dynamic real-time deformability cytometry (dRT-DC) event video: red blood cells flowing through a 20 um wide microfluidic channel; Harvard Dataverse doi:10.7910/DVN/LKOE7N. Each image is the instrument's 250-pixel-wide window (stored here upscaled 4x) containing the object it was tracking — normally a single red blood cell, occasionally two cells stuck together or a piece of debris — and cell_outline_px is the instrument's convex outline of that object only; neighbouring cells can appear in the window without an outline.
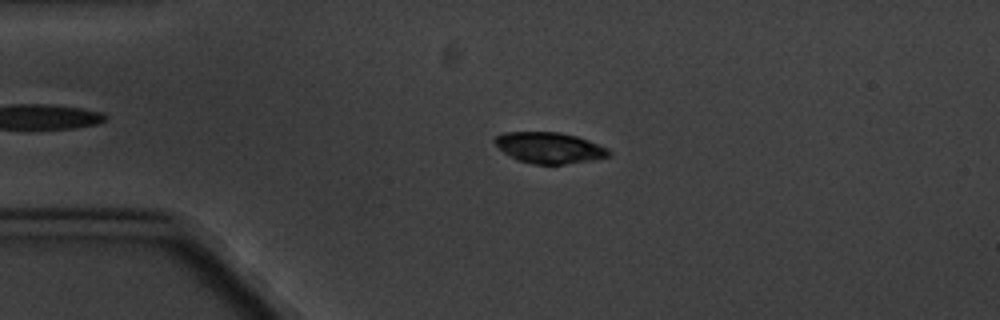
{"species": "common noctule bat (a hibernating species)", "species_latin": "Nyctalus noctula", "temperature_condition": "cold", "stored_images_in_passage": 4, "camera_frame_rate_fps": 3000, "um_per_image_px": 0.085, "animal": {"sex": "male", "body_mass_g": 20.1, "forearm_length_mm": 53.5}, "frame": {"image": 1, "passage_image": 3, "time_ms": 2.667, "image_size_px": [1000, 320], "cell_outline_px": [[612, 156], [596, 160], [564, 164], [532, 164], [516, 160], [504, 152], [492, 140], [496, 136], [504, 132], [556, 132], [576, 136], [588, 140], [608, 148], [612, 152]], "centroid_in_image_um": [46.73, 12.57], "position_along_channel_um": 38.3, "area_um2": 20.75}}